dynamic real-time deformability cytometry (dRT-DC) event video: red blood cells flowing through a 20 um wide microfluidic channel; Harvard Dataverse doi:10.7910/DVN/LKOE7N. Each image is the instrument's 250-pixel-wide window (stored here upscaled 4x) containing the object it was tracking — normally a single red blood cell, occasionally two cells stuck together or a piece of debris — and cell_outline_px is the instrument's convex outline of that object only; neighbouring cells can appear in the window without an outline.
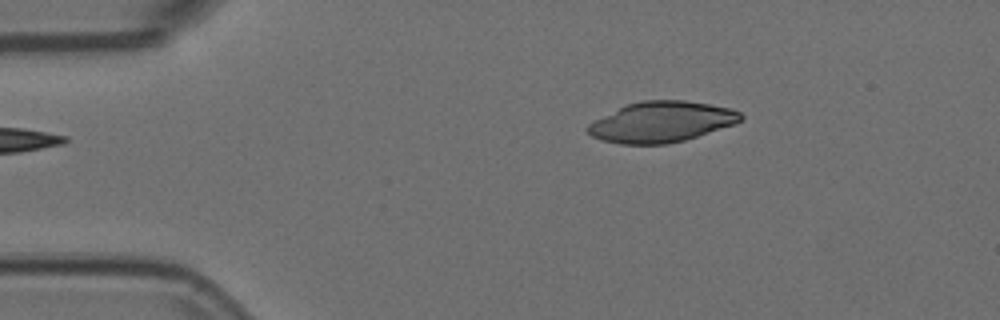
{"species": "Egyptian fruit bat (a non-hibernating species)", "species_latin": "Rousettus aegyptiacus", "temperature_condition": "room temperature", "stored_images_in_passage": 46, "camera_frame_rate_fps": 3000, "um_per_image_px": 0.085, "animal": {"sex": "female"}, "frame": {"image": 1, "passage_image": 1, "time_ms": 0.0, "image_size_px": [1000, 320], "cell_outline_px": [[744, 120], [736, 124], [684, 140], [668, 144], [620, 144], [600, 140], [592, 136], [584, 128], [588, 124], [628, 104], [644, 100], [684, 100], [712, 104], [732, 108], [740, 112], [744, 116]], "centroid_in_image_um": [56.28, 10.36], "position_along_channel_um": 28.7, "area_um2": 36.24}}